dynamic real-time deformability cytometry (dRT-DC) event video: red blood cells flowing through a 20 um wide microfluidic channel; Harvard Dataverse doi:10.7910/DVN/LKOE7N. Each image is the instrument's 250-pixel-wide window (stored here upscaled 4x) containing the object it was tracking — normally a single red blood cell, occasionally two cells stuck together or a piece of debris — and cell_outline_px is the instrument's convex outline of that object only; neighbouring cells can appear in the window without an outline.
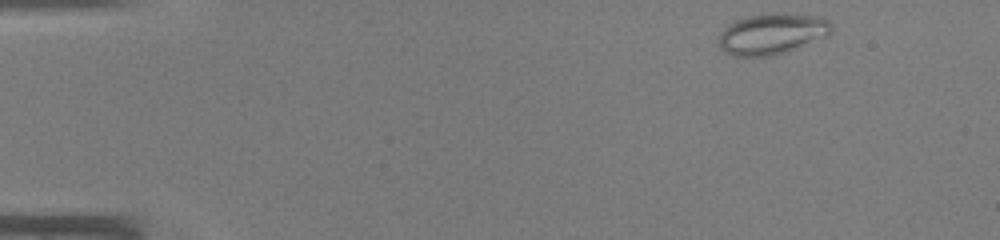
{"species": "common noctule bat (a hibernating species)", "species_latin": "Nyctalus noctula", "temperature_condition": "warm", "stored_images_in_passage": 41, "camera_frame_rate_fps": 3000, "um_per_image_px": 0.085, "animal": {"sex": "male", "body_mass_g": 19.0, "forearm_length_mm": 50.8}, "frame": {"image": 1, "passage_image": 1, "time_ms": 0.0, "image_size_px": [1000, 240], "cell_outline_px": [[832, 32], [828, 36], [788, 52], [772, 56], [732, 56], [720, 48], [720, 32], [724, 28], [736, 20], [748, 16], [776, 12], [780, 12], [824, 16], [832, 24]], "centroid_in_image_um": [65.69, 2.86], "position_along_channel_um": 19.3, "area_um2": 27.34}}
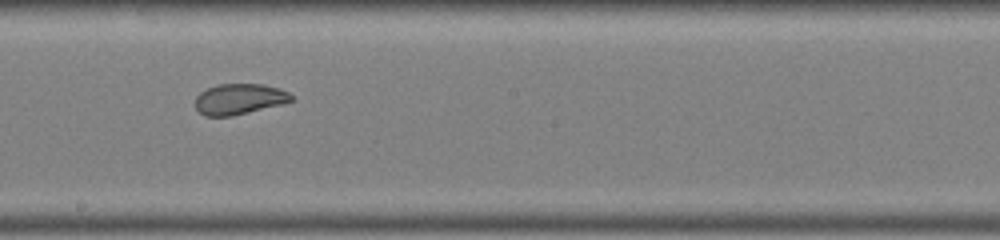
{"frame": {"image": 2, "passage_image": 22, "time_ms": 7.0, "image_size_px": [1000, 240], "cell_outline_px": [[292, 100], [280, 104], [232, 116], [204, 116], [196, 108], [196, 96], [200, 92], [216, 84], [264, 84], [280, 88], [288, 92], [292, 96]], "centroid_in_image_um": [20.31, 8.41], "position_along_channel_um": 227.9, "area_um2": 17.05}}
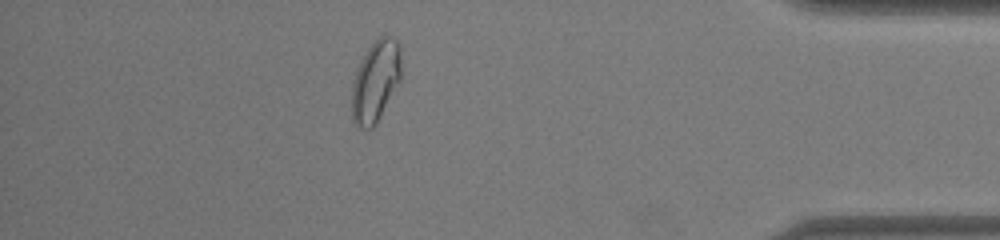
{"frame": {"image": 3, "passage_image": 36, "time_ms": 11.667, "image_size_px": [1000, 240], "cell_outline_px": [[400, 80], [376, 124], [372, 128], [360, 128], [352, 120], [352, 80], [356, 68], [368, 48], [380, 36], [392, 36], [400, 44]], "centroid_in_image_um": [31.91, 6.89], "position_along_channel_um": 403.3, "area_um2": 23.35}}